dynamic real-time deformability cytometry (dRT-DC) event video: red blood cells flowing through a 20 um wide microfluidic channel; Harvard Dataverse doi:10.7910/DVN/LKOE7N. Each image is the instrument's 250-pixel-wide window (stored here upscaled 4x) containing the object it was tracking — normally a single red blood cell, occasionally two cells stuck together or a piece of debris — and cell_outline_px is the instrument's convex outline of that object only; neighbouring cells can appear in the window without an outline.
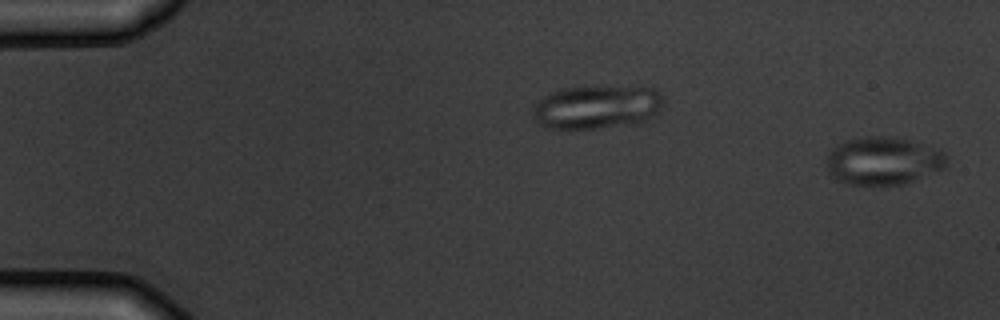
{"species": "common noctule bat (a hibernating species)", "species_latin": "Nyctalus noctula", "temperature_condition": "warm", "stored_images_in_passage": 3, "segment_of_instrument_passage": [2, 2], "camera_frame_rate_fps": 3000, "um_per_image_px": 0.085, "animal": {"sex": "male", "body_mass_g": 19.5, "forearm_length_mm": 54.6}, "frame": {"image": 1, "passage_image": 3, "time_ms": 2.333, "image_size_px": [1000, 320], "cell_outline_px": [[948, 168], [904, 184], [872, 188], [864, 188], [844, 184], [836, 180], [828, 172], [824, 160], [828, 152], [836, 144], [844, 140], [864, 136], [892, 136], [912, 140], [940, 148], [948, 156]], "centroid_in_image_um": [75.07, 13.71], "position_along_channel_um": 9.9, "area_um2": 35.6}}